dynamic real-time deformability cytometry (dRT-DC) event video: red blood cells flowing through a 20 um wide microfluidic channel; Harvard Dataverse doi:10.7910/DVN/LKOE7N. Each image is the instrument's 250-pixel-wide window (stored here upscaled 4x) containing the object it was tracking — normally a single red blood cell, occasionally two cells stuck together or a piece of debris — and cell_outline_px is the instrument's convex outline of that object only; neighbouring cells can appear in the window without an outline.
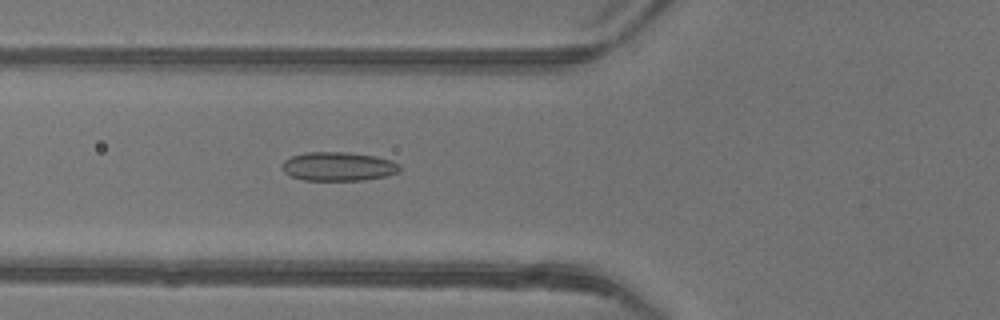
{"species": "common noctule bat (a hibernating species)", "species_latin": "Nyctalus noctula", "temperature_condition": "warm", "stored_images_in_passage": 44, "camera_frame_rate_fps": 3000, "um_per_image_px": 0.085, "animal": {"sex": "female"}, "frame": {"image": 1, "passage_image": 20, "time_ms": 6.333, "image_size_px": [1000, 320], "cell_outline_px": [[400, 172], [384, 176], [364, 180], [304, 180], [292, 176], [284, 172], [280, 168], [280, 164], [284, 160], [292, 156], [308, 152], [348, 152], [376, 156], [392, 160], [400, 164]], "centroid_in_image_um": [28.75, 14.14], "position_along_channel_um": 97.0, "area_um2": 19.94}}
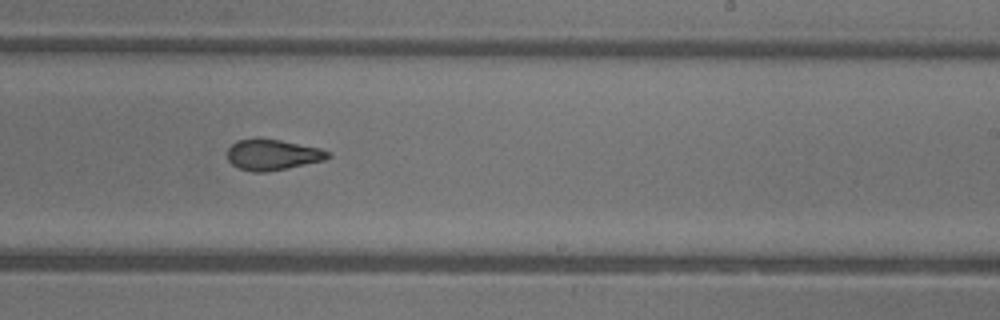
{"frame": {"image": 2, "passage_image": 32, "time_ms": 10.333, "image_size_px": [1000, 320], "cell_outline_px": [[332, 156], [324, 160], [288, 168], [268, 172], [252, 172], [240, 168], [232, 164], [228, 160], [228, 148], [236, 140], [256, 136], [280, 140], [320, 148], [332, 152]], "centroid_in_image_um": [23.17, 13.13], "position_along_channel_um": 265.8, "area_um2": 18.44}}
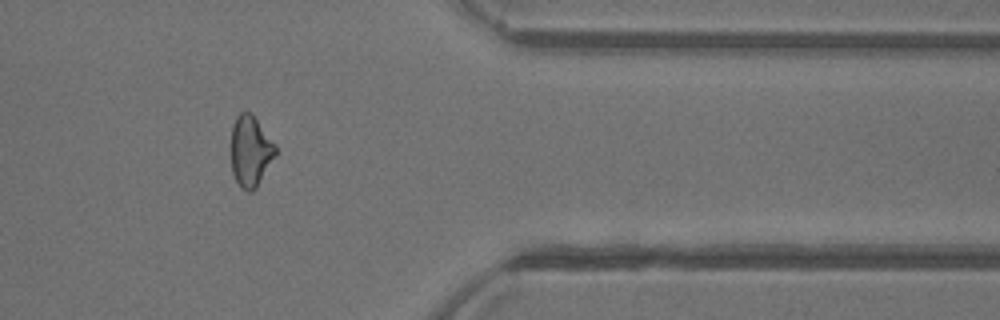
{"frame": {"image": 3, "passage_image": 42, "time_ms": 13.667, "image_size_px": [1000, 320], "cell_outline_px": [[276, 156], [256, 188], [252, 192], [248, 192], [240, 188], [232, 172], [232, 124], [236, 116], [240, 112], [252, 112], [276, 144]], "centroid_in_image_um": [21.31, 12.84], "position_along_channel_um": 390.1, "area_um2": 18.61}, "authors_computed_cell_mechanics": {"area_um2": 19.1029, "velocity_mm_per_s": 4.2119, "shape_relaxation_time_tau1_ms": 9.0905, "shape_relaxation_time_tau2_ms": 1.5168, "deformation_change_tau1": 0.2338, "deformation_change_tau2": 0.0967}}